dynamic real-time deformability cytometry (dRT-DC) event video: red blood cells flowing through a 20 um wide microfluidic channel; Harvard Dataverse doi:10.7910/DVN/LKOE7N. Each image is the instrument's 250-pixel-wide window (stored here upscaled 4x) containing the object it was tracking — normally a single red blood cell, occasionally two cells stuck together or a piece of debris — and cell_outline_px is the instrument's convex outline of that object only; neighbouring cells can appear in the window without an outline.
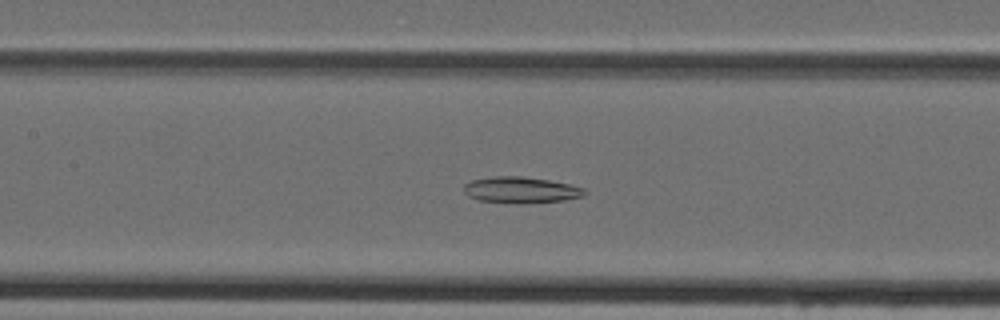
{"species": "Egyptian fruit bat (a non-hibernating species)", "species_latin": "Rousettus aegyptiacus", "temperature_condition": "cold", "stored_images_in_passage": 47, "camera_frame_rate_fps": 3000, "um_per_image_px": 0.085, "animal": {"sex": "female"}, "frame": {"image": 1, "passage_image": 22, "time_ms": 7.0, "image_size_px": [1000, 320], "cell_outline_px": [[588, 192], [584, 196], [564, 200], [524, 204], [480, 200], [468, 196], [464, 192], [464, 184], [472, 180], [496, 176], [520, 176], [548, 180], [568, 184], [584, 188]], "centroid_in_image_um": [44.29, 16.15], "position_along_channel_um": 163.1, "area_um2": 18.38}}
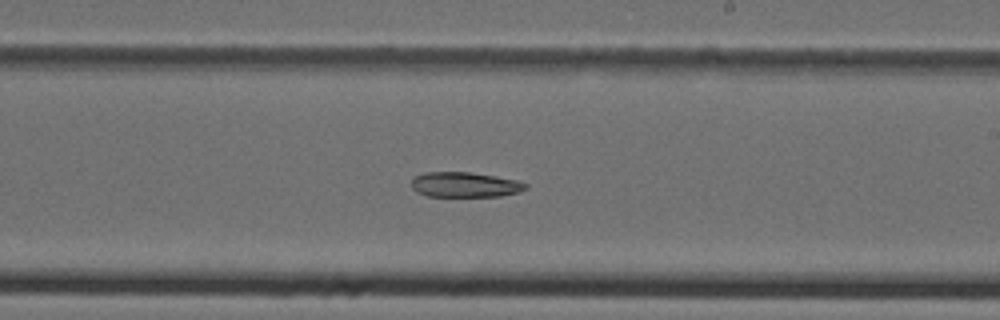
{"frame": {"image": 2, "passage_image": 28, "time_ms": 9.0, "image_size_px": [1000, 320], "cell_outline_px": [[528, 188], [520, 192], [500, 196], [428, 196], [416, 192], [412, 188], [412, 176], [424, 172], [468, 172], [496, 176], [516, 180], [528, 184]], "centroid_in_image_um": [39.51, 15.69], "position_along_channel_um": 249.5, "area_um2": 16.82}}
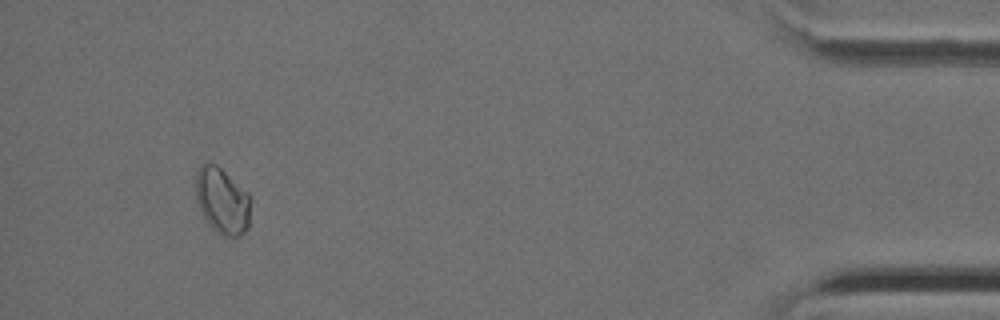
{"frame": {"image": 3, "passage_image": 44, "time_ms": 14.333, "image_size_px": [1000, 320], "cell_outline_px": [[252, 200], [248, 228], [240, 236], [228, 240], [216, 232], [208, 224], [200, 212], [196, 200], [196, 172], [200, 164], [216, 164], [248, 192]], "centroid_in_image_um": [18.91, 17.13], "position_along_channel_um": 416.3, "area_um2": 21.79}}